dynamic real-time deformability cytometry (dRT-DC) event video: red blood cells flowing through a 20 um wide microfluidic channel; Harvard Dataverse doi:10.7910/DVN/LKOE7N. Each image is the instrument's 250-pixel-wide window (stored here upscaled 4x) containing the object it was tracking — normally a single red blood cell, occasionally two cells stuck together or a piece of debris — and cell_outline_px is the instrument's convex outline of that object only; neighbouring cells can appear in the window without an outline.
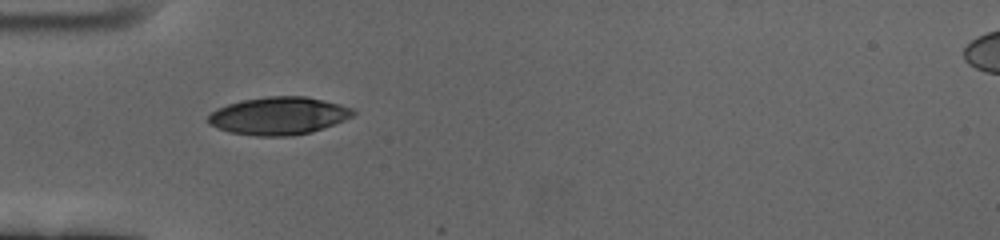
{"species": "human", "species_latin": "Homo sapiens", "temperature_condition": "cold", "stored_images_in_passage": 41, "camera_frame_rate_fps": 3000, "um_per_image_px": 0.085, "donor": {"sex": "female"}, "frame": {"image": 1, "passage_image": 1, "time_ms": 0.0, "image_size_px": [1000, 240], "cell_outline_px": [[356, 112], [352, 116], [344, 120], [312, 132], [292, 136], [256, 136], [228, 132], [208, 124], [208, 116], [216, 108], [228, 104], [244, 100], [268, 96], [304, 96], [340, 104], [352, 108]], "centroid_in_image_um": [23.67, 9.85], "position_along_channel_um": 61.3, "area_um2": 31.79}}
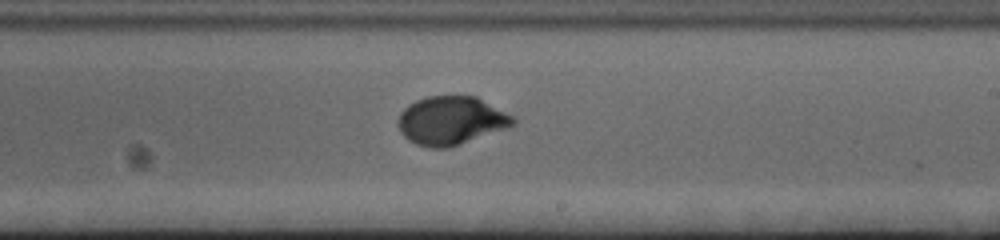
{"frame": {"image": 2, "passage_image": 18, "time_ms": 5.667, "image_size_px": [1000, 240], "cell_outline_px": [[516, 120], [512, 124], [504, 128], [460, 144], [448, 148], [428, 148], [416, 144], [408, 140], [400, 132], [396, 120], [400, 112], [408, 104], [416, 100], [428, 96], [476, 96], [512, 116]], "centroid_in_image_um": [38.25, 10.25], "position_along_channel_um": 250.7, "area_um2": 32.19}}
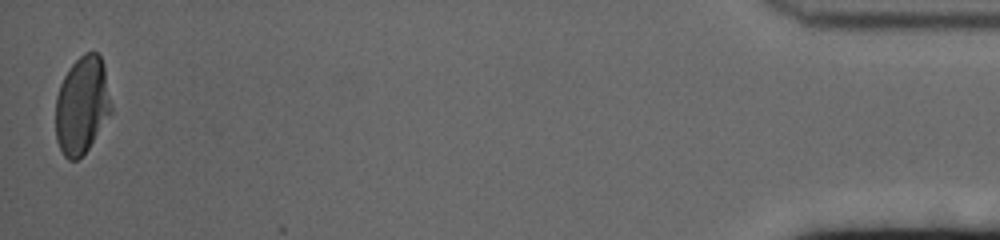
{"frame": {"image": 3, "passage_image": 41, "time_ms": 13.333, "image_size_px": [1000, 240], "cell_outline_px": [[112, 112], [88, 148], [76, 160], [68, 160], [64, 156], [56, 140], [56, 96], [60, 84], [68, 68], [84, 52], [96, 52], [100, 56], [104, 64], [112, 108]], "centroid_in_image_um": [6.97, 8.92], "position_along_channel_um": 428.2, "area_um2": 31.56}, "authors_computed_cell_mechanics": {"area_um2": 32.1368, "velocity_mm_per_s": 3.4054, "shape_relaxation_time_tau1_ms": 3.7305, "shape_relaxation_time_tau2_ms": null, "deformation_change_tau1": 0.1885, "deformation_change_tau2": null}}